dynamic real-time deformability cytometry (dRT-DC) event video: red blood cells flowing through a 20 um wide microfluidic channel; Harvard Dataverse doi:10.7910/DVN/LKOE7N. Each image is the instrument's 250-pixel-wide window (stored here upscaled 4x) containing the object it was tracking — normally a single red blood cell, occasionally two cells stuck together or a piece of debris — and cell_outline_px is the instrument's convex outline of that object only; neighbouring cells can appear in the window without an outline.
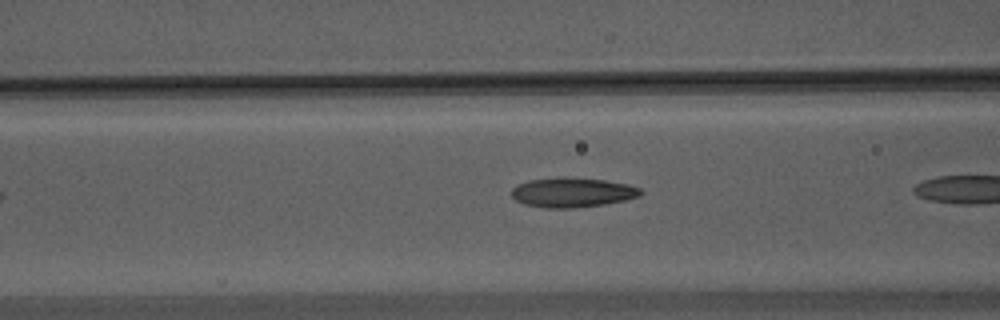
{"species": "Egyptian fruit bat (a non-hibernating species)", "species_latin": "Rousettus aegyptiacus", "temperature_condition": "warm", "stored_images_in_passage": 10, "camera_frame_rate_fps": 3000, "um_per_image_px": 0.085, "animal": {"sex": "male"}, "frame": {"image": 1, "passage_image": 5, "time_ms": 1.333, "image_size_px": [1000, 320], "cell_outline_px": [[644, 192], [640, 196], [624, 200], [604, 204], [572, 208], [544, 208], [524, 204], [516, 200], [512, 196], [512, 188], [516, 184], [528, 180], [556, 176], [560, 176], [604, 180], [628, 184], [640, 188]], "centroid_in_image_um": [48.62, 16.34], "position_along_channel_um": 118.0, "area_um2": 22.54}}